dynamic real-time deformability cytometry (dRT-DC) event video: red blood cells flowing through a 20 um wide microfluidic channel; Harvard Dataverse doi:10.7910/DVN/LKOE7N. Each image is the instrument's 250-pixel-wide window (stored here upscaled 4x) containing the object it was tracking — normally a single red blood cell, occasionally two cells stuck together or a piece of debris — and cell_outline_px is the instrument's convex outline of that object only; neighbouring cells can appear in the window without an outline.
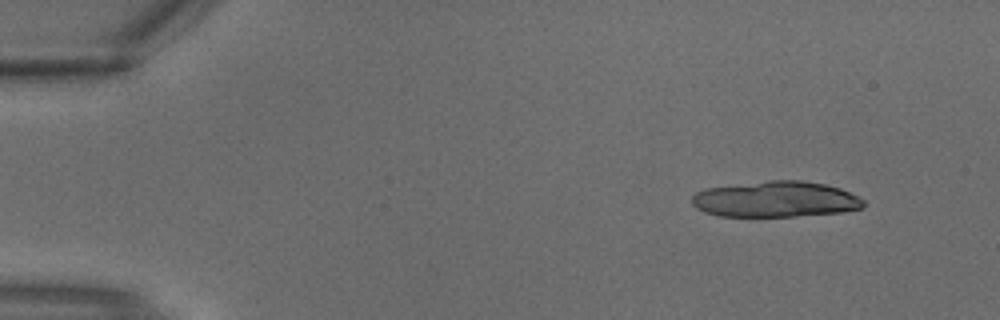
{"species": "common noctule bat (a hibernating species)", "species_latin": "Nyctalus noctula", "temperature_condition": "warm", "stored_images_in_passage": 3, "camera_frame_rate_fps": 3000, "um_per_image_px": 0.085, "animal": {"sex": "male", "body_mass_g": 18.8}, "frame": {"image": 1, "passage_image": 1, "time_ms": 0.0, "image_size_px": [1000, 320], "cell_outline_px": [[864, 208], [840, 212], [796, 216], [720, 216], [704, 212], [696, 208], [692, 204], [692, 196], [696, 192], [704, 188], [768, 180], [800, 180], [824, 184], [840, 188], [864, 200]], "centroid_in_image_um": [65.89, 16.93], "position_along_channel_um": 19.1, "area_um2": 35.89}}
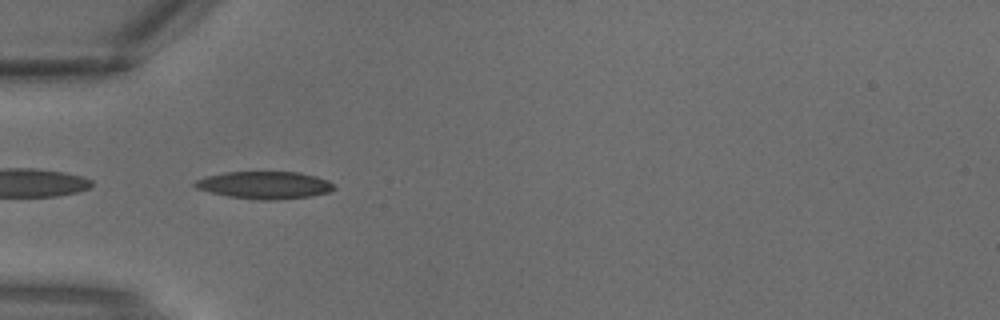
{"frame": {"image": 2, "passage_image": 3, "time_ms": 0.667, "image_size_px": [1000, 320], "cell_outline_px": [[336, 188], [328, 192], [312, 196], [276, 200], [260, 200], [228, 196], [196, 188], [192, 184], [196, 180], [204, 176], [224, 172], [300, 172], [316, 176], [328, 180]], "centroid_in_image_um": [22.49, 15.73], "position_along_channel_um": 62.5, "area_um2": 22.25}}